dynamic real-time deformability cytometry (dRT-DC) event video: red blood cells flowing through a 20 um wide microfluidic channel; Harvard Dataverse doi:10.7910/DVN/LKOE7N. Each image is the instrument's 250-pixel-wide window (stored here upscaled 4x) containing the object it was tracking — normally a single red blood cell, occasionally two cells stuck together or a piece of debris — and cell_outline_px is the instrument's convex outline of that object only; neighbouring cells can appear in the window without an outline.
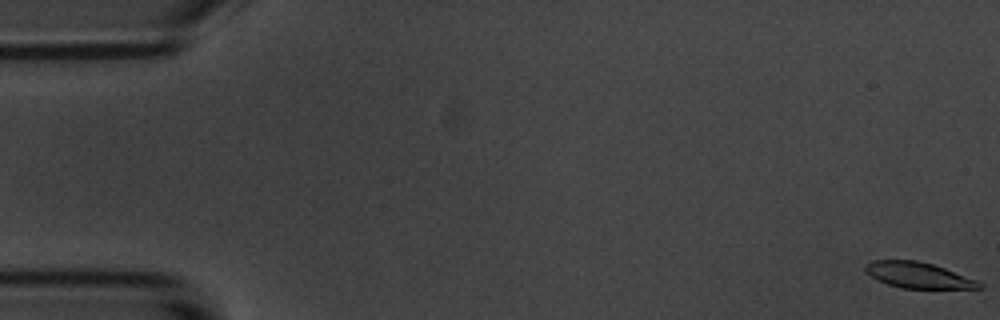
{"species": "common noctule bat (a hibernating species)", "species_latin": "Nyctalus noctula", "temperature_condition": "room temperature", "stored_images_in_passage": 57, "camera_frame_rate_fps": 3000, "um_per_image_px": 0.085, "animal": {"sex": "male", "body_mass_g": 20.1, "forearm_length_mm": 53.5}, "frame": {"image": 1, "passage_image": 1, "time_ms": 0.0, "image_size_px": [1000, 320], "cell_outline_px": [[984, 288], [900, 288], [876, 280], [864, 268], [864, 264], [872, 260], [916, 260], [932, 264], [944, 268], [976, 280], [984, 284]], "centroid_in_image_um": [78.03, 23.39], "position_along_channel_um": 7.0, "area_um2": 16.99}}
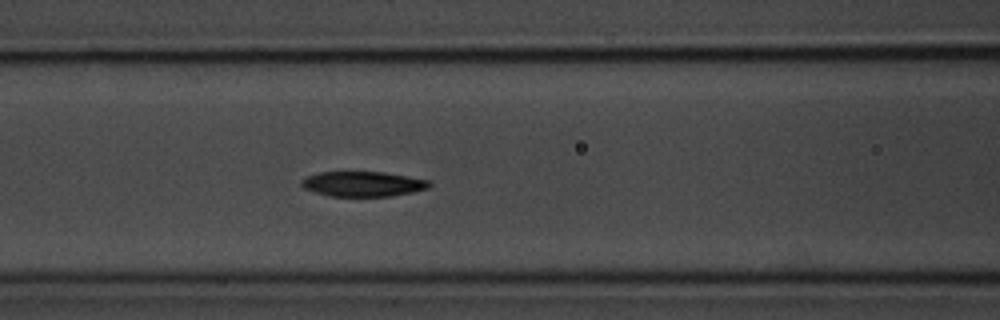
{"frame": {"image": 2, "passage_image": 24, "time_ms": 7.667, "image_size_px": [1000, 320], "cell_outline_px": [[432, 184], [428, 188], [412, 192], [392, 196], [328, 196], [304, 188], [300, 184], [300, 180], [308, 176], [320, 172], [384, 172], [408, 176], [428, 180]], "centroid_in_image_um": [30.85, 15.63], "position_along_channel_um": 135.8, "area_um2": 18.61}}
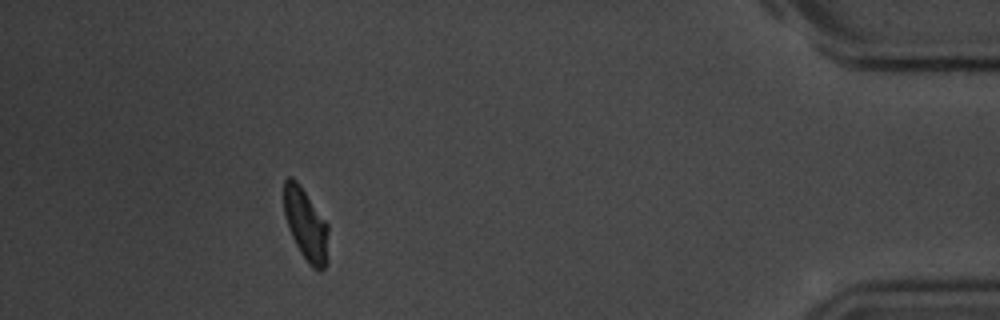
{"frame": {"image": 3, "passage_image": 52, "time_ms": 17.0, "image_size_px": [1000, 320], "cell_outline_px": [[328, 264], [320, 272], [312, 268], [308, 264], [300, 252], [288, 228], [284, 216], [284, 180], [288, 176], [292, 176], [300, 184], [328, 224]], "centroid_in_image_um": [26.01, 19.11], "position_along_channel_um": 409.2, "area_um2": 19.02}, "authors_computed_cell_mechanics": {"area_um2": 19.1318, "velocity_mm_per_s": 3.5362, "shape_relaxation_time_tau1_ms": 3.3811, "shape_relaxation_time_tau2_ms": 10.1492, "deformation_change_tau1": 0.1561, "deformation_change_tau2": 0.1513}}